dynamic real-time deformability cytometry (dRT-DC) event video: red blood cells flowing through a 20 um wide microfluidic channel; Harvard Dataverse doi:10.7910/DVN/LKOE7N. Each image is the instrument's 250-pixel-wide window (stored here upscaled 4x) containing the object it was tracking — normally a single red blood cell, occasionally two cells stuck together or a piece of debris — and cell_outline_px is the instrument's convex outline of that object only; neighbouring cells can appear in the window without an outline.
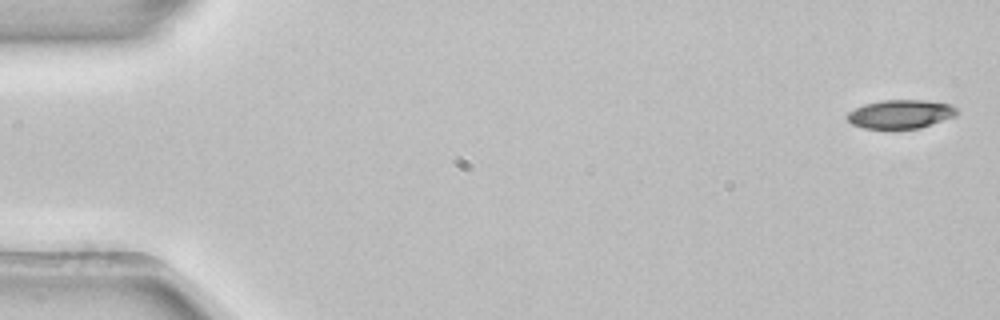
{"species": "common noctule bat (a hibernating species)", "species_latin": "Nyctalus noctula", "temperature_condition": "room temperature", "stored_images_in_passage": 5, "camera_frame_rate_fps": 3000, "um_per_image_px": 0.085, "animal": {"sex": "female", "body_mass_g": 22.7, "forearm_length_mm": 54.2}, "frame": {"image": 1, "passage_image": 1, "time_ms": 0.0, "image_size_px": [1000, 320], "cell_outline_px": [[960, 112], [956, 116], [920, 128], [864, 128], [852, 124], [844, 116], [848, 112], [864, 104], [884, 100], [924, 100], [952, 104]], "centroid_in_image_um": [76.57, 9.69], "position_along_channel_um": 8.4, "area_um2": 18.38}}
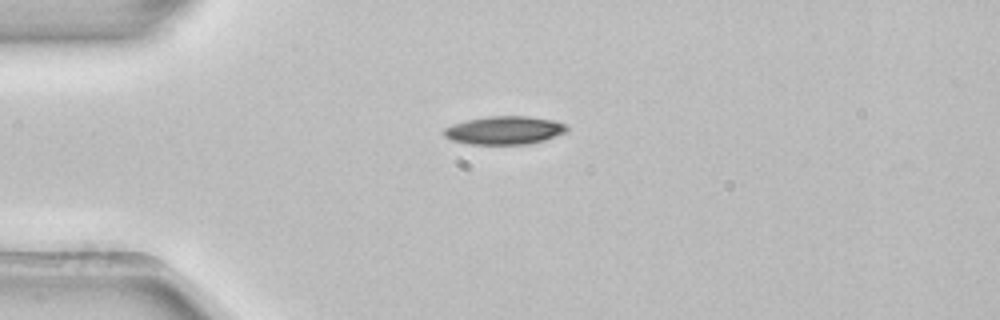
{"frame": {"image": 2, "passage_image": 4, "time_ms": 1.0, "image_size_px": [1000, 320], "cell_outline_px": [[568, 132], [544, 140], [528, 144], [472, 144], [452, 140], [444, 136], [444, 128], [452, 124], [468, 120], [488, 116], [528, 116], [552, 120], [568, 124]], "centroid_in_image_um": [42.92, 11.07], "position_along_channel_um": 42.1, "area_um2": 20.23}}